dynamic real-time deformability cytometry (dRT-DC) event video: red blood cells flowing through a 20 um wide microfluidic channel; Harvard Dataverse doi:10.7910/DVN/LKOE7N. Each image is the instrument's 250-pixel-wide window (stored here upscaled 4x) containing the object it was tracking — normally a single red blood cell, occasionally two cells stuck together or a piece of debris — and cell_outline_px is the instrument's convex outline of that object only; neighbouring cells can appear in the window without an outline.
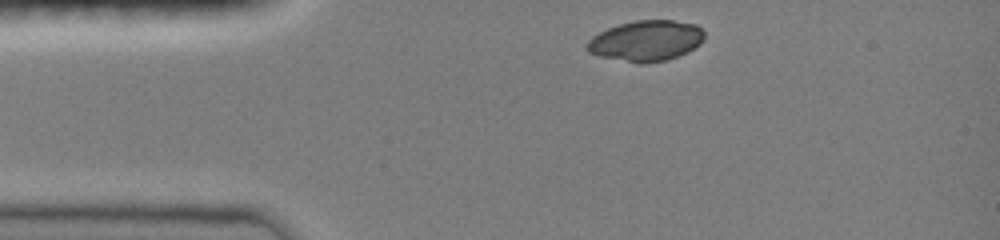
{"species": "common noctule bat (a hibernating species)", "species_latin": "Nyctalus noctula", "temperature_condition": "room temperature", "stored_images_in_passage": 29, "camera_frame_rate_fps": 3000, "um_per_image_px": 0.085, "animal": {"sex": "female", "body_mass_g": 19.0, "forearm_length_mm": 51.5}, "frame": {"image": 1, "passage_image": 1, "time_ms": 0.0, "image_size_px": [1000, 240], "cell_outline_px": [[704, 40], [700, 44], [688, 52], [668, 60], [644, 64], [640, 64], [600, 56], [588, 52], [584, 48], [584, 44], [592, 36], [608, 28], [620, 24], [636, 20], [672, 20], [696, 24], [704, 32]], "centroid_in_image_um": [54.91, 3.48], "position_along_channel_um": 30.1, "area_um2": 28.09}}
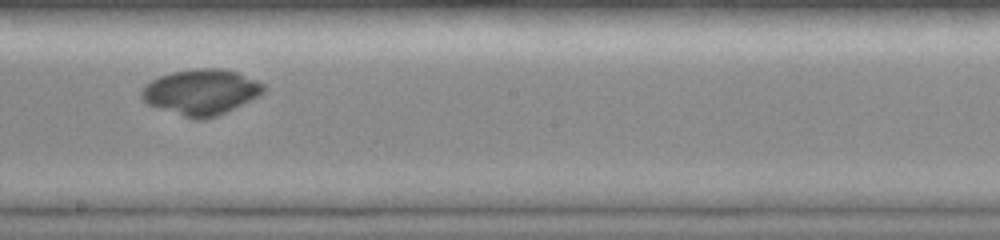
{"frame": {"image": 2, "passage_image": 16, "time_ms": 6.0, "image_size_px": [1000, 240], "cell_outline_px": [[268, 88], [264, 92], [216, 116], [204, 120], [196, 120], [148, 104], [140, 96], [140, 92], [144, 84], [160, 76], [172, 72], [196, 68], [220, 68], [236, 72], [256, 80], [264, 84]], "centroid_in_image_um": [17.06, 7.81], "position_along_channel_um": 231.1, "area_um2": 32.02}}
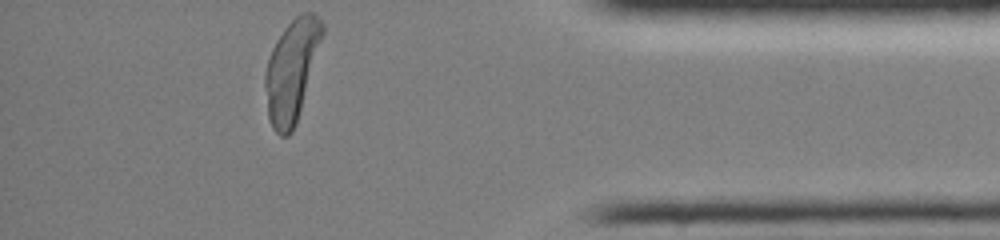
{"frame": {"image": 3, "passage_image": 29, "time_ms": 11.0, "image_size_px": [1000, 240], "cell_outline_px": [[324, 32], [296, 124], [292, 132], [288, 136], [280, 136], [272, 128], [268, 116], [264, 84], [264, 72], [272, 48], [276, 40], [284, 28], [300, 12], [312, 12], [324, 24]], "centroid_in_image_um": [24.77, 5.99], "position_along_channel_um": 410.4, "area_um2": 33.64}}